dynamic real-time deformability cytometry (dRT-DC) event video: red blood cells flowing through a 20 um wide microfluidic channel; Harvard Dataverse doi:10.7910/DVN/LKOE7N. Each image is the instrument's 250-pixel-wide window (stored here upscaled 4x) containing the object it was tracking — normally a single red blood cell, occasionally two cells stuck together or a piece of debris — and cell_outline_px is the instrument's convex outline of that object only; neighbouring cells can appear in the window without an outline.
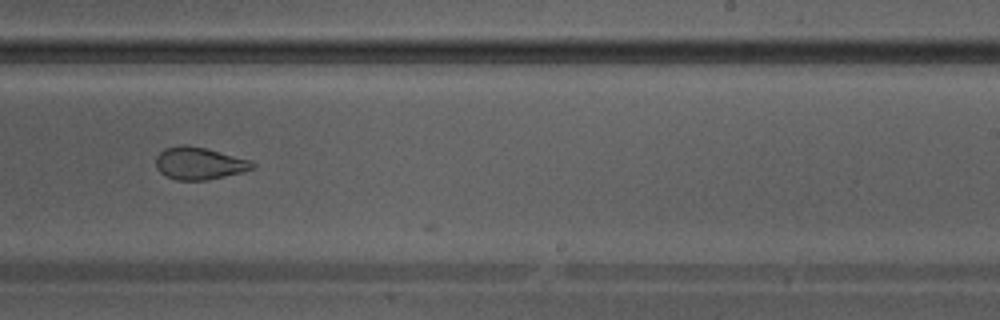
{"species": "Egyptian fruit bat (a non-hibernating species)", "species_latin": "Rousettus aegyptiacus", "temperature_condition": "warm", "stored_images_in_passage": 22, "camera_frame_rate_fps": 3000, "um_per_image_px": 0.085, "animal": {"sex": "male"}, "frame": {"image": 1, "passage_image": 14, "time_ms": 4.333, "image_size_px": [1000, 320], "cell_outline_px": [[256, 164], [252, 168], [240, 172], [208, 180], [176, 180], [164, 176], [156, 168], [156, 156], [164, 148], [180, 144], [204, 148], [248, 160]], "centroid_in_image_um": [16.85, 13.89], "position_along_channel_um": 272.2, "area_um2": 17.92}}